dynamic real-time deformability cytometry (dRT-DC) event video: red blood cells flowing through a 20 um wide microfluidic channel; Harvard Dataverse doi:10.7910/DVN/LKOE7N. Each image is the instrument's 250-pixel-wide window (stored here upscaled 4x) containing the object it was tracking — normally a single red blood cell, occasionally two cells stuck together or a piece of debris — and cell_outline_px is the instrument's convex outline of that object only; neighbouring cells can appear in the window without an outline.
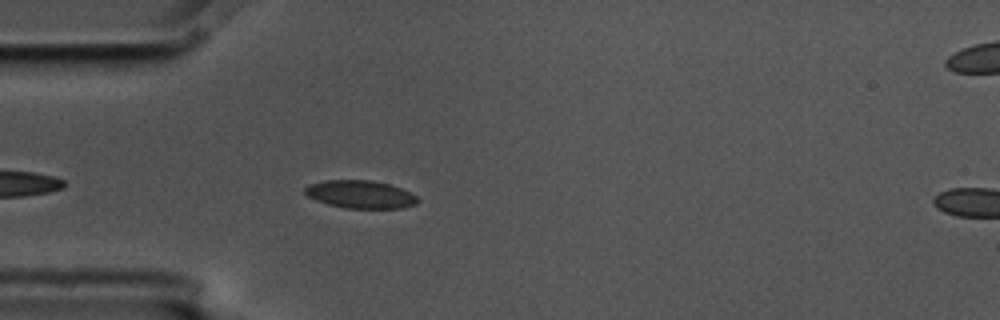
{"species": "common noctule bat (a hibernating species)", "species_latin": "Nyctalus noctula", "temperature_condition": "cold", "stored_images_in_passage": 3, "camera_frame_rate_fps": 3000, "um_per_image_px": 0.085, "animal": {"sex": "male", "body_mass_g": 17.5, "forearm_length_mm": 52.3}, "frame": {"image": 1, "passage_image": 2, "time_ms": 0.333, "image_size_px": [1000, 320], "cell_outline_px": [[420, 200], [416, 204], [400, 208], [344, 208], [328, 204], [316, 200], [308, 196], [304, 192], [304, 188], [308, 184], [324, 180], [372, 180], [388, 184], [400, 188], [416, 196]], "centroid_in_image_um": [30.6, 16.52], "position_along_channel_um": 54.4, "area_um2": 18.26}}